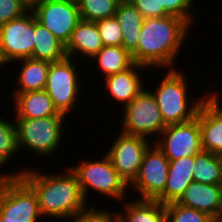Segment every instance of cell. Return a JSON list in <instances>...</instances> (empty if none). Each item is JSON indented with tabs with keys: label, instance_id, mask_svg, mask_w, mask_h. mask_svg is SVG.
I'll use <instances>...</instances> for the list:
<instances>
[{
	"label": "cell",
	"instance_id": "cell-1",
	"mask_svg": "<svg viewBox=\"0 0 222 222\" xmlns=\"http://www.w3.org/2000/svg\"><path fill=\"white\" fill-rule=\"evenodd\" d=\"M66 167L64 173H44L40 169H19L20 177L34 190L41 216L67 220L89 209L76 174Z\"/></svg>",
	"mask_w": 222,
	"mask_h": 222
},
{
	"label": "cell",
	"instance_id": "cell-2",
	"mask_svg": "<svg viewBox=\"0 0 222 222\" xmlns=\"http://www.w3.org/2000/svg\"><path fill=\"white\" fill-rule=\"evenodd\" d=\"M189 30L185 20L173 15L144 19L138 46L131 53L133 62L150 69H175V60Z\"/></svg>",
	"mask_w": 222,
	"mask_h": 222
},
{
	"label": "cell",
	"instance_id": "cell-3",
	"mask_svg": "<svg viewBox=\"0 0 222 222\" xmlns=\"http://www.w3.org/2000/svg\"><path fill=\"white\" fill-rule=\"evenodd\" d=\"M185 78L179 69H169L158 82L160 84L155 86L154 92L151 90L166 125L184 123L195 118L200 105L212 93L206 92V96L204 94L193 104L188 102L190 99Z\"/></svg>",
	"mask_w": 222,
	"mask_h": 222
},
{
	"label": "cell",
	"instance_id": "cell-4",
	"mask_svg": "<svg viewBox=\"0 0 222 222\" xmlns=\"http://www.w3.org/2000/svg\"><path fill=\"white\" fill-rule=\"evenodd\" d=\"M67 116L45 118L14 117L17 128L18 151L25 148L38 157H46L60 150L63 139V121ZM21 147V148H20Z\"/></svg>",
	"mask_w": 222,
	"mask_h": 222
},
{
	"label": "cell",
	"instance_id": "cell-5",
	"mask_svg": "<svg viewBox=\"0 0 222 222\" xmlns=\"http://www.w3.org/2000/svg\"><path fill=\"white\" fill-rule=\"evenodd\" d=\"M70 169L76 174L80 184L84 199L88 201V192L96 191L98 194L111 197L113 200H121L127 195V187L131 188L126 181L118 174L114 168L109 156L105 154L100 160L88 161L85 159L79 161L76 166H71ZM125 195V196H124Z\"/></svg>",
	"mask_w": 222,
	"mask_h": 222
},
{
	"label": "cell",
	"instance_id": "cell-6",
	"mask_svg": "<svg viewBox=\"0 0 222 222\" xmlns=\"http://www.w3.org/2000/svg\"><path fill=\"white\" fill-rule=\"evenodd\" d=\"M123 109L121 121L123 133L141 136L152 142L151 137L160 136L167 126L162 119L154 95L146 88Z\"/></svg>",
	"mask_w": 222,
	"mask_h": 222
},
{
	"label": "cell",
	"instance_id": "cell-7",
	"mask_svg": "<svg viewBox=\"0 0 222 222\" xmlns=\"http://www.w3.org/2000/svg\"><path fill=\"white\" fill-rule=\"evenodd\" d=\"M66 57L50 63L45 91L51 97L57 111L65 116L73 112L80 97L81 82L78 77L76 59Z\"/></svg>",
	"mask_w": 222,
	"mask_h": 222
},
{
	"label": "cell",
	"instance_id": "cell-8",
	"mask_svg": "<svg viewBox=\"0 0 222 222\" xmlns=\"http://www.w3.org/2000/svg\"><path fill=\"white\" fill-rule=\"evenodd\" d=\"M36 19L65 46L81 21L76 0H36L31 4Z\"/></svg>",
	"mask_w": 222,
	"mask_h": 222
},
{
	"label": "cell",
	"instance_id": "cell-9",
	"mask_svg": "<svg viewBox=\"0 0 222 222\" xmlns=\"http://www.w3.org/2000/svg\"><path fill=\"white\" fill-rule=\"evenodd\" d=\"M3 222H39L42 218L34 190L19 176L0 186Z\"/></svg>",
	"mask_w": 222,
	"mask_h": 222
},
{
	"label": "cell",
	"instance_id": "cell-10",
	"mask_svg": "<svg viewBox=\"0 0 222 222\" xmlns=\"http://www.w3.org/2000/svg\"><path fill=\"white\" fill-rule=\"evenodd\" d=\"M158 137L161 139L154 143L169 161L200 153L203 149L198 112L190 121L167 125Z\"/></svg>",
	"mask_w": 222,
	"mask_h": 222
},
{
	"label": "cell",
	"instance_id": "cell-11",
	"mask_svg": "<svg viewBox=\"0 0 222 222\" xmlns=\"http://www.w3.org/2000/svg\"><path fill=\"white\" fill-rule=\"evenodd\" d=\"M36 20V16L30 9L21 17L0 26V44L10 66L17 60L32 57Z\"/></svg>",
	"mask_w": 222,
	"mask_h": 222
},
{
	"label": "cell",
	"instance_id": "cell-12",
	"mask_svg": "<svg viewBox=\"0 0 222 222\" xmlns=\"http://www.w3.org/2000/svg\"><path fill=\"white\" fill-rule=\"evenodd\" d=\"M169 160L153 143L145 152L138 176L129 185L140 195L139 199L156 200L165 190Z\"/></svg>",
	"mask_w": 222,
	"mask_h": 222
},
{
	"label": "cell",
	"instance_id": "cell-13",
	"mask_svg": "<svg viewBox=\"0 0 222 222\" xmlns=\"http://www.w3.org/2000/svg\"><path fill=\"white\" fill-rule=\"evenodd\" d=\"M153 144L148 139L119 132L106 153L118 174L130 185L138 176L147 149Z\"/></svg>",
	"mask_w": 222,
	"mask_h": 222
},
{
	"label": "cell",
	"instance_id": "cell-14",
	"mask_svg": "<svg viewBox=\"0 0 222 222\" xmlns=\"http://www.w3.org/2000/svg\"><path fill=\"white\" fill-rule=\"evenodd\" d=\"M219 96L218 92H212L198 109L202 149L215 154L222 152V106Z\"/></svg>",
	"mask_w": 222,
	"mask_h": 222
},
{
	"label": "cell",
	"instance_id": "cell-15",
	"mask_svg": "<svg viewBox=\"0 0 222 222\" xmlns=\"http://www.w3.org/2000/svg\"><path fill=\"white\" fill-rule=\"evenodd\" d=\"M177 202L208 214L216 222H222V185L193 181Z\"/></svg>",
	"mask_w": 222,
	"mask_h": 222
},
{
	"label": "cell",
	"instance_id": "cell-16",
	"mask_svg": "<svg viewBox=\"0 0 222 222\" xmlns=\"http://www.w3.org/2000/svg\"><path fill=\"white\" fill-rule=\"evenodd\" d=\"M141 69L147 71L149 68L141 64L133 63L126 70L105 77V84L103 85L106 86H104V88L107 90L104 89V92H109L113 100H116L118 103H121V106L125 107L145 87V82L142 81L143 78L140 75Z\"/></svg>",
	"mask_w": 222,
	"mask_h": 222
},
{
	"label": "cell",
	"instance_id": "cell-17",
	"mask_svg": "<svg viewBox=\"0 0 222 222\" xmlns=\"http://www.w3.org/2000/svg\"><path fill=\"white\" fill-rule=\"evenodd\" d=\"M194 166L195 156H187L170 161L165 190L156 200L162 204L178 201L186 188L194 181Z\"/></svg>",
	"mask_w": 222,
	"mask_h": 222
},
{
	"label": "cell",
	"instance_id": "cell-18",
	"mask_svg": "<svg viewBox=\"0 0 222 222\" xmlns=\"http://www.w3.org/2000/svg\"><path fill=\"white\" fill-rule=\"evenodd\" d=\"M103 46L96 22L81 20L72 32L65 52L74 60L80 55L90 60Z\"/></svg>",
	"mask_w": 222,
	"mask_h": 222
},
{
	"label": "cell",
	"instance_id": "cell-19",
	"mask_svg": "<svg viewBox=\"0 0 222 222\" xmlns=\"http://www.w3.org/2000/svg\"><path fill=\"white\" fill-rule=\"evenodd\" d=\"M14 117L45 118L65 116L57 111L45 90L13 94Z\"/></svg>",
	"mask_w": 222,
	"mask_h": 222
},
{
	"label": "cell",
	"instance_id": "cell-20",
	"mask_svg": "<svg viewBox=\"0 0 222 222\" xmlns=\"http://www.w3.org/2000/svg\"><path fill=\"white\" fill-rule=\"evenodd\" d=\"M21 66L17 74L18 88L12 94L45 90L50 63L45 60L24 58L13 62Z\"/></svg>",
	"mask_w": 222,
	"mask_h": 222
},
{
	"label": "cell",
	"instance_id": "cell-21",
	"mask_svg": "<svg viewBox=\"0 0 222 222\" xmlns=\"http://www.w3.org/2000/svg\"><path fill=\"white\" fill-rule=\"evenodd\" d=\"M136 199L123 203L125 212L116 213L118 222H166V204L158 200Z\"/></svg>",
	"mask_w": 222,
	"mask_h": 222
},
{
	"label": "cell",
	"instance_id": "cell-22",
	"mask_svg": "<svg viewBox=\"0 0 222 222\" xmlns=\"http://www.w3.org/2000/svg\"><path fill=\"white\" fill-rule=\"evenodd\" d=\"M121 26L122 47L130 54L137 48L144 17L129 0H122L114 15Z\"/></svg>",
	"mask_w": 222,
	"mask_h": 222
},
{
	"label": "cell",
	"instance_id": "cell-23",
	"mask_svg": "<svg viewBox=\"0 0 222 222\" xmlns=\"http://www.w3.org/2000/svg\"><path fill=\"white\" fill-rule=\"evenodd\" d=\"M34 34L32 59L52 63L62 61L67 57L65 45L37 20L34 22Z\"/></svg>",
	"mask_w": 222,
	"mask_h": 222
},
{
	"label": "cell",
	"instance_id": "cell-24",
	"mask_svg": "<svg viewBox=\"0 0 222 222\" xmlns=\"http://www.w3.org/2000/svg\"><path fill=\"white\" fill-rule=\"evenodd\" d=\"M91 60H97L96 68L104 78L124 71L134 63L131 54L122 46H103Z\"/></svg>",
	"mask_w": 222,
	"mask_h": 222
},
{
	"label": "cell",
	"instance_id": "cell-25",
	"mask_svg": "<svg viewBox=\"0 0 222 222\" xmlns=\"http://www.w3.org/2000/svg\"><path fill=\"white\" fill-rule=\"evenodd\" d=\"M193 178L196 182L222 185V165L218 154L204 150L196 154Z\"/></svg>",
	"mask_w": 222,
	"mask_h": 222
},
{
	"label": "cell",
	"instance_id": "cell-26",
	"mask_svg": "<svg viewBox=\"0 0 222 222\" xmlns=\"http://www.w3.org/2000/svg\"><path fill=\"white\" fill-rule=\"evenodd\" d=\"M122 0H76L81 20L97 22L115 15Z\"/></svg>",
	"mask_w": 222,
	"mask_h": 222
},
{
	"label": "cell",
	"instance_id": "cell-27",
	"mask_svg": "<svg viewBox=\"0 0 222 222\" xmlns=\"http://www.w3.org/2000/svg\"><path fill=\"white\" fill-rule=\"evenodd\" d=\"M166 222H216L208 214L180 205L177 201L166 204Z\"/></svg>",
	"mask_w": 222,
	"mask_h": 222
},
{
	"label": "cell",
	"instance_id": "cell-28",
	"mask_svg": "<svg viewBox=\"0 0 222 222\" xmlns=\"http://www.w3.org/2000/svg\"><path fill=\"white\" fill-rule=\"evenodd\" d=\"M18 153L16 123L0 117V156L9 162Z\"/></svg>",
	"mask_w": 222,
	"mask_h": 222
},
{
	"label": "cell",
	"instance_id": "cell-29",
	"mask_svg": "<svg viewBox=\"0 0 222 222\" xmlns=\"http://www.w3.org/2000/svg\"><path fill=\"white\" fill-rule=\"evenodd\" d=\"M104 46H121L122 31L115 16L96 22Z\"/></svg>",
	"mask_w": 222,
	"mask_h": 222
},
{
	"label": "cell",
	"instance_id": "cell-30",
	"mask_svg": "<svg viewBox=\"0 0 222 222\" xmlns=\"http://www.w3.org/2000/svg\"><path fill=\"white\" fill-rule=\"evenodd\" d=\"M31 9L26 0H0V26L19 18Z\"/></svg>",
	"mask_w": 222,
	"mask_h": 222
},
{
	"label": "cell",
	"instance_id": "cell-31",
	"mask_svg": "<svg viewBox=\"0 0 222 222\" xmlns=\"http://www.w3.org/2000/svg\"><path fill=\"white\" fill-rule=\"evenodd\" d=\"M197 0H164V9L173 16L185 20L190 26L194 25L193 15ZM193 21V22H192Z\"/></svg>",
	"mask_w": 222,
	"mask_h": 222
},
{
	"label": "cell",
	"instance_id": "cell-32",
	"mask_svg": "<svg viewBox=\"0 0 222 222\" xmlns=\"http://www.w3.org/2000/svg\"><path fill=\"white\" fill-rule=\"evenodd\" d=\"M134 7L146 18L164 17L170 15L164 9V0H129Z\"/></svg>",
	"mask_w": 222,
	"mask_h": 222
},
{
	"label": "cell",
	"instance_id": "cell-33",
	"mask_svg": "<svg viewBox=\"0 0 222 222\" xmlns=\"http://www.w3.org/2000/svg\"><path fill=\"white\" fill-rule=\"evenodd\" d=\"M68 221L72 222H115L117 220V215L110 210H96L94 204L91 205L90 208L75 216L67 218Z\"/></svg>",
	"mask_w": 222,
	"mask_h": 222
},
{
	"label": "cell",
	"instance_id": "cell-34",
	"mask_svg": "<svg viewBox=\"0 0 222 222\" xmlns=\"http://www.w3.org/2000/svg\"><path fill=\"white\" fill-rule=\"evenodd\" d=\"M7 163L8 162L2 156H0V168L6 166ZM19 176H20L19 171H16L14 173H11V171H10V173H8V172L7 173L3 172V174L1 173L0 174V186H3L7 183H10V182L14 181Z\"/></svg>",
	"mask_w": 222,
	"mask_h": 222
},
{
	"label": "cell",
	"instance_id": "cell-35",
	"mask_svg": "<svg viewBox=\"0 0 222 222\" xmlns=\"http://www.w3.org/2000/svg\"><path fill=\"white\" fill-rule=\"evenodd\" d=\"M8 61L6 60L4 54H3V51H2V46L0 44V67L3 66V68L8 65Z\"/></svg>",
	"mask_w": 222,
	"mask_h": 222
},
{
	"label": "cell",
	"instance_id": "cell-36",
	"mask_svg": "<svg viewBox=\"0 0 222 222\" xmlns=\"http://www.w3.org/2000/svg\"><path fill=\"white\" fill-rule=\"evenodd\" d=\"M218 156H219V159H220V161H221V165H222V152L219 153Z\"/></svg>",
	"mask_w": 222,
	"mask_h": 222
},
{
	"label": "cell",
	"instance_id": "cell-37",
	"mask_svg": "<svg viewBox=\"0 0 222 222\" xmlns=\"http://www.w3.org/2000/svg\"><path fill=\"white\" fill-rule=\"evenodd\" d=\"M28 1L30 4H32L33 2H35L36 0H26Z\"/></svg>",
	"mask_w": 222,
	"mask_h": 222
},
{
	"label": "cell",
	"instance_id": "cell-38",
	"mask_svg": "<svg viewBox=\"0 0 222 222\" xmlns=\"http://www.w3.org/2000/svg\"><path fill=\"white\" fill-rule=\"evenodd\" d=\"M0 222H3V216L0 214Z\"/></svg>",
	"mask_w": 222,
	"mask_h": 222
}]
</instances>
